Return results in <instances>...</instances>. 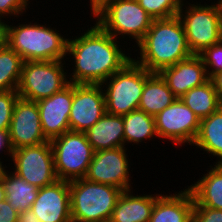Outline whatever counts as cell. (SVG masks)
<instances>
[{"label":"cell","instance_id":"cell-26","mask_svg":"<svg viewBox=\"0 0 222 222\" xmlns=\"http://www.w3.org/2000/svg\"><path fill=\"white\" fill-rule=\"evenodd\" d=\"M122 116L124 122V147L127 143L139 144L144 140L158 137L154 116L139 109Z\"/></svg>","mask_w":222,"mask_h":222},{"label":"cell","instance_id":"cell-34","mask_svg":"<svg viewBox=\"0 0 222 222\" xmlns=\"http://www.w3.org/2000/svg\"><path fill=\"white\" fill-rule=\"evenodd\" d=\"M6 151H5V150ZM0 151H5L10 158H12V154L14 149L12 148L11 142H10V136H9V130H0ZM1 160V158H0Z\"/></svg>","mask_w":222,"mask_h":222},{"label":"cell","instance_id":"cell-39","mask_svg":"<svg viewBox=\"0 0 222 222\" xmlns=\"http://www.w3.org/2000/svg\"><path fill=\"white\" fill-rule=\"evenodd\" d=\"M5 187L2 178L0 179V204L6 200Z\"/></svg>","mask_w":222,"mask_h":222},{"label":"cell","instance_id":"cell-19","mask_svg":"<svg viewBox=\"0 0 222 222\" xmlns=\"http://www.w3.org/2000/svg\"><path fill=\"white\" fill-rule=\"evenodd\" d=\"M160 195H133V190H123L109 222H149L155 201Z\"/></svg>","mask_w":222,"mask_h":222},{"label":"cell","instance_id":"cell-12","mask_svg":"<svg viewBox=\"0 0 222 222\" xmlns=\"http://www.w3.org/2000/svg\"><path fill=\"white\" fill-rule=\"evenodd\" d=\"M126 147L95 151L86 178L89 181L109 184L121 190H130V159ZM128 158V159H127Z\"/></svg>","mask_w":222,"mask_h":222},{"label":"cell","instance_id":"cell-14","mask_svg":"<svg viewBox=\"0 0 222 222\" xmlns=\"http://www.w3.org/2000/svg\"><path fill=\"white\" fill-rule=\"evenodd\" d=\"M9 136L14 150L48 142L42 131L40 112L35 101L17 98L12 113Z\"/></svg>","mask_w":222,"mask_h":222},{"label":"cell","instance_id":"cell-21","mask_svg":"<svg viewBox=\"0 0 222 222\" xmlns=\"http://www.w3.org/2000/svg\"><path fill=\"white\" fill-rule=\"evenodd\" d=\"M194 184L187 186L194 198V205L222 210V164L210 165Z\"/></svg>","mask_w":222,"mask_h":222},{"label":"cell","instance_id":"cell-25","mask_svg":"<svg viewBox=\"0 0 222 222\" xmlns=\"http://www.w3.org/2000/svg\"><path fill=\"white\" fill-rule=\"evenodd\" d=\"M200 119L216 112L221 104L211 79L189 90L180 98Z\"/></svg>","mask_w":222,"mask_h":222},{"label":"cell","instance_id":"cell-9","mask_svg":"<svg viewBox=\"0 0 222 222\" xmlns=\"http://www.w3.org/2000/svg\"><path fill=\"white\" fill-rule=\"evenodd\" d=\"M64 62L24 61L17 88L19 97L38 102L61 91L69 84Z\"/></svg>","mask_w":222,"mask_h":222},{"label":"cell","instance_id":"cell-3","mask_svg":"<svg viewBox=\"0 0 222 222\" xmlns=\"http://www.w3.org/2000/svg\"><path fill=\"white\" fill-rule=\"evenodd\" d=\"M17 26L6 24L5 43L24 61L64 60L67 53L68 38L55 28L44 24L26 23Z\"/></svg>","mask_w":222,"mask_h":222},{"label":"cell","instance_id":"cell-37","mask_svg":"<svg viewBox=\"0 0 222 222\" xmlns=\"http://www.w3.org/2000/svg\"><path fill=\"white\" fill-rule=\"evenodd\" d=\"M112 0H90L91 16L95 15L101 8H103L108 2Z\"/></svg>","mask_w":222,"mask_h":222},{"label":"cell","instance_id":"cell-27","mask_svg":"<svg viewBox=\"0 0 222 222\" xmlns=\"http://www.w3.org/2000/svg\"><path fill=\"white\" fill-rule=\"evenodd\" d=\"M24 60L6 43L0 47V92L17 90Z\"/></svg>","mask_w":222,"mask_h":222},{"label":"cell","instance_id":"cell-31","mask_svg":"<svg viewBox=\"0 0 222 222\" xmlns=\"http://www.w3.org/2000/svg\"><path fill=\"white\" fill-rule=\"evenodd\" d=\"M29 0H0V19L11 18V16H23L26 10L30 7ZM28 6V7H27Z\"/></svg>","mask_w":222,"mask_h":222},{"label":"cell","instance_id":"cell-4","mask_svg":"<svg viewBox=\"0 0 222 222\" xmlns=\"http://www.w3.org/2000/svg\"><path fill=\"white\" fill-rule=\"evenodd\" d=\"M71 220L75 222H109L123 190L86 178L69 182Z\"/></svg>","mask_w":222,"mask_h":222},{"label":"cell","instance_id":"cell-2","mask_svg":"<svg viewBox=\"0 0 222 222\" xmlns=\"http://www.w3.org/2000/svg\"><path fill=\"white\" fill-rule=\"evenodd\" d=\"M137 45L140 57L132 59L150 73H160L193 55L178 15L167 19H153L146 35Z\"/></svg>","mask_w":222,"mask_h":222},{"label":"cell","instance_id":"cell-18","mask_svg":"<svg viewBox=\"0 0 222 222\" xmlns=\"http://www.w3.org/2000/svg\"><path fill=\"white\" fill-rule=\"evenodd\" d=\"M193 207L194 198L188 188L170 195L161 194L149 222H192Z\"/></svg>","mask_w":222,"mask_h":222},{"label":"cell","instance_id":"cell-24","mask_svg":"<svg viewBox=\"0 0 222 222\" xmlns=\"http://www.w3.org/2000/svg\"><path fill=\"white\" fill-rule=\"evenodd\" d=\"M193 146L206 151L212 157L216 156V164H222V106L200 120L199 132Z\"/></svg>","mask_w":222,"mask_h":222},{"label":"cell","instance_id":"cell-1","mask_svg":"<svg viewBox=\"0 0 222 222\" xmlns=\"http://www.w3.org/2000/svg\"><path fill=\"white\" fill-rule=\"evenodd\" d=\"M117 43L96 21L78 37L68 38L66 56L71 55L75 65L67 75L69 83L101 84L119 71L132 58Z\"/></svg>","mask_w":222,"mask_h":222},{"label":"cell","instance_id":"cell-11","mask_svg":"<svg viewBox=\"0 0 222 222\" xmlns=\"http://www.w3.org/2000/svg\"><path fill=\"white\" fill-rule=\"evenodd\" d=\"M158 138L179 146L193 145L200 128V118L180 99L154 116ZM186 142V143H185Z\"/></svg>","mask_w":222,"mask_h":222},{"label":"cell","instance_id":"cell-6","mask_svg":"<svg viewBox=\"0 0 222 222\" xmlns=\"http://www.w3.org/2000/svg\"><path fill=\"white\" fill-rule=\"evenodd\" d=\"M185 4L186 9L182 6L178 17L183 24L190 51L198 55L222 39V6L219 2L212 5Z\"/></svg>","mask_w":222,"mask_h":222},{"label":"cell","instance_id":"cell-30","mask_svg":"<svg viewBox=\"0 0 222 222\" xmlns=\"http://www.w3.org/2000/svg\"><path fill=\"white\" fill-rule=\"evenodd\" d=\"M18 97L17 90L0 92V130H9L14 105Z\"/></svg>","mask_w":222,"mask_h":222},{"label":"cell","instance_id":"cell-38","mask_svg":"<svg viewBox=\"0 0 222 222\" xmlns=\"http://www.w3.org/2000/svg\"><path fill=\"white\" fill-rule=\"evenodd\" d=\"M6 24L7 23L4 20L0 19V47L5 44Z\"/></svg>","mask_w":222,"mask_h":222},{"label":"cell","instance_id":"cell-32","mask_svg":"<svg viewBox=\"0 0 222 222\" xmlns=\"http://www.w3.org/2000/svg\"><path fill=\"white\" fill-rule=\"evenodd\" d=\"M192 222H222V210L194 205Z\"/></svg>","mask_w":222,"mask_h":222},{"label":"cell","instance_id":"cell-36","mask_svg":"<svg viewBox=\"0 0 222 222\" xmlns=\"http://www.w3.org/2000/svg\"><path fill=\"white\" fill-rule=\"evenodd\" d=\"M18 222H41V220L30 209L19 213Z\"/></svg>","mask_w":222,"mask_h":222},{"label":"cell","instance_id":"cell-35","mask_svg":"<svg viewBox=\"0 0 222 222\" xmlns=\"http://www.w3.org/2000/svg\"><path fill=\"white\" fill-rule=\"evenodd\" d=\"M211 81L214 84L219 102L222 106V71H220L219 73L215 74L214 76H212Z\"/></svg>","mask_w":222,"mask_h":222},{"label":"cell","instance_id":"cell-41","mask_svg":"<svg viewBox=\"0 0 222 222\" xmlns=\"http://www.w3.org/2000/svg\"><path fill=\"white\" fill-rule=\"evenodd\" d=\"M218 2L220 3V5L222 6V0H218Z\"/></svg>","mask_w":222,"mask_h":222},{"label":"cell","instance_id":"cell-15","mask_svg":"<svg viewBox=\"0 0 222 222\" xmlns=\"http://www.w3.org/2000/svg\"><path fill=\"white\" fill-rule=\"evenodd\" d=\"M73 101V84L37 103L42 131L48 141L70 131L69 116Z\"/></svg>","mask_w":222,"mask_h":222},{"label":"cell","instance_id":"cell-40","mask_svg":"<svg viewBox=\"0 0 222 222\" xmlns=\"http://www.w3.org/2000/svg\"><path fill=\"white\" fill-rule=\"evenodd\" d=\"M2 163L3 162L0 161V179L2 177L3 171L5 170V167L7 168V166H4Z\"/></svg>","mask_w":222,"mask_h":222},{"label":"cell","instance_id":"cell-33","mask_svg":"<svg viewBox=\"0 0 222 222\" xmlns=\"http://www.w3.org/2000/svg\"><path fill=\"white\" fill-rule=\"evenodd\" d=\"M19 213L15 211L8 201L0 204V222H18Z\"/></svg>","mask_w":222,"mask_h":222},{"label":"cell","instance_id":"cell-29","mask_svg":"<svg viewBox=\"0 0 222 222\" xmlns=\"http://www.w3.org/2000/svg\"><path fill=\"white\" fill-rule=\"evenodd\" d=\"M198 55L203 60L209 78L222 71V39Z\"/></svg>","mask_w":222,"mask_h":222},{"label":"cell","instance_id":"cell-7","mask_svg":"<svg viewBox=\"0 0 222 222\" xmlns=\"http://www.w3.org/2000/svg\"><path fill=\"white\" fill-rule=\"evenodd\" d=\"M96 22L110 35H127L138 44L151 26L153 18L137 0H112L94 16ZM98 18V19H97Z\"/></svg>","mask_w":222,"mask_h":222},{"label":"cell","instance_id":"cell-16","mask_svg":"<svg viewBox=\"0 0 222 222\" xmlns=\"http://www.w3.org/2000/svg\"><path fill=\"white\" fill-rule=\"evenodd\" d=\"M31 210L41 222H70L69 182L58 179L50 185L39 188Z\"/></svg>","mask_w":222,"mask_h":222},{"label":"cell","instance_id":"cell-8","mask_svg":"<svg viewBox=\"0 0 222 222\" xmlns=\"http://www.w3.org/2000/svg\"><path fill=\"white\" fill-rule=\"evenodd\" d=\"M50 144L57 179L70 182L86 176L95 151L85 133L68 131Z\"/></svg>","mask_w":222,"mask_h":222},{"label":"cell","instance_id":"cell-22","mask_svg":"<svg viewBox=\"0 0 222 222\" xmlns=\"http://www.w3.org/2000/svg\"><path fill=\"white\" fill-rule=\"evenodd\" d=\"M176 97L159 73H152L145 81L138 109L155 116L171 105Z\"/></svg>","mask_w":222,"mask_h":222},{"label":"cell","instance_id":"cell-20","mask_svg":"<svg viewBox=\"0 0 222 222\" xmlns=\"http://www.w3.org/2000/svg\"><path fill=\"white\" fill-rule=\"evenodd\" d=\"M85 134L94 151L124 147L123 116L105 112Z\"/></svg>","mask_w":222,"mask_h":222},{"label":"cell","instance_id":"cell-17","mask_svg":"<svg viewBox=\"0 0 222 222\" xmlns=\"http://www.w3.org/2000/svg\"><path fill=\"white\" fill-rule=\"evenodd\" d=\"M159 74L176 98H181L192 88L210 79L202 58L196 54L163 69Z\"/></svg>","mask_w":222,"mask_h":222},{"label":"cell","instance_id":"cell-10","mask_svg":"<svg viewBox=\"0 0 222 222\" xmlns=\"http://www.w3.org/2000/svg\"><path fill=\"white\" fill-rule=\"evenodd\" d=\"M13 172L38 188L57 181L50 141L13 151Z\"/></svg>","mask_w":222,"mask_h":222},{"label":"cell","instance_id":"cell-5","mask_svg":"<svg viewBox=\"0 0 222 222\" xmlns=\"http://www.w3.org/2000/svg\"><path fill=\"white\" fill-rule=\"evenodd\" d=\"M151 74L131 59L119 71L101 83L104 89L106 113L125 115L138 110L145 81Z\"/></svg>","mask_w":222,"mask_h":222},{"label":"cell","instance_id":"cell-28","mask_svg":"<svg viewBox=\"0 0 222 222\" xmlns=\"http://www.w3.org/2000/svg\"><path fill=\"white\" fill-rule=\"evenodd\" d=\"M153 19H167L178 15L183 0H137Z\"/></svg>","mask_w":222,"mask_h":222},{"label":"cell","instance_id":"cell-23","mask_svg":"<svg viewBox=\"0 0 222 222\" xmlns=\"http://www.w3.org/2000/svg\"><path fill=\"white\" fill-rule=\"evenodd\" d=\"M1 178L5 187V198L10 206L18 213L30 210L39 188L28 183L13 171L9 172L6 169L3 171Z\"/></svg>","mask_w":222,"mask_h":222},{"label":"cell","instance_id":"cell-13","mask_svg":"<svg viewBox=\"0 0 222 222\" xmlns=\"http://www.w3.org/2000/svg\"><path fill=\"white\" fill-rule=\"evenodd\" d=\"M106 112L101 84H73L70 131L85 133Z\"/></svg>","mask_w":222,"mask_h":222}]
</instances>
